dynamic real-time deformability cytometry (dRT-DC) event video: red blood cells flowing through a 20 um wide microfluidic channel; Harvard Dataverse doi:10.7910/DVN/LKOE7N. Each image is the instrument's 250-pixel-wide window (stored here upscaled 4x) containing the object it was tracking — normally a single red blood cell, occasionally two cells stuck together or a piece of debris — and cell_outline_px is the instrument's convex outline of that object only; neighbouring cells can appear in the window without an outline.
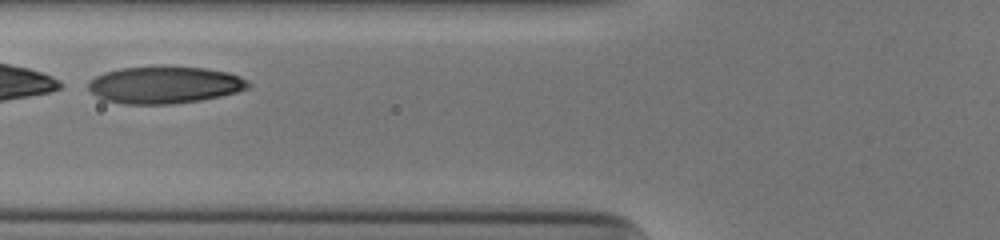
{"species": "human", "species_latin": "Homo sapiens", "temperature_condition": "cold", "stored_images_in_passage": 30, "camera_frame_rate_fps": 3000, "um_per_image_px": 0.085, "donor": {"sex": "male"}, "frame": {"image": 1, "passage_image": 9, "time_ms": 2.667, "image_size_px": [1000, 240], "cell_outline_px": [[252, 84], [248, 88], [236, 92], [220, 96], [200, 100], [172, 104], [124, 104], [104, 100], [96, 96], [88, 88], [88, 80], [104, 72], [120, 68], [204, 68], [228, 72], [240, 76], [248, 80]], "centroid_in_image_um": [13.98, 7.24], "position_along_channel_um": 111.8, "area_um2": 34.16}}
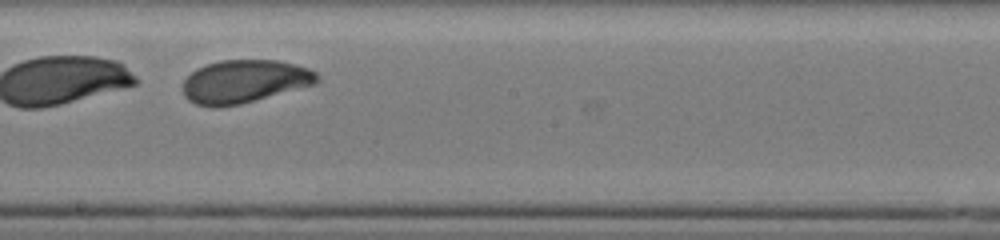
{"frame": {"image": 2, "passage_image": 18, "time_ms": 5.667, "image_size_px": [1000, 240], "cell_outline_px": [[320, 80], [316, 84], [240, 104], [216, 108], [212, 108], [196, 104], [188, 100], [184, 96], [184, 80], [196, 68], [220, 60], [276, 60], [296, 64], [308, 68], [316, 72], [320, 76]], "centroid_in_image_um": [20.79, 6.93], "position_along_channel_um": 227.4, "area_um2": 33.81}}
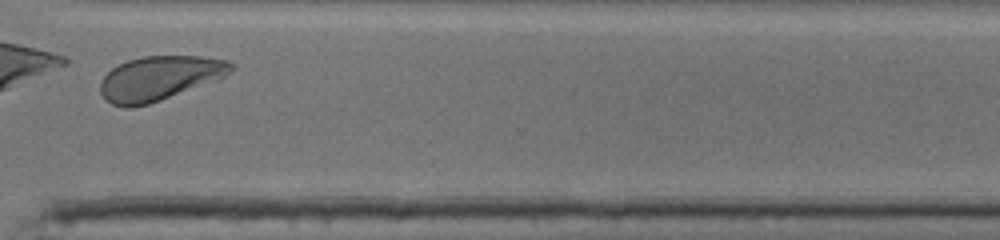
{"frame": {"image": 3, "passage_image": 28, "time_ms": 9.0, "image_size_px": [1000, 240], "cell_outline_px": [[236, 64], [224, 76], [216, 80], [160, 100], [148, 104], [132, 108], [124, 108], [112, 104], [100, 92], [100, 80], [112, 68], [128, 60], [144, 56], [200, 56], [228, 60]], "centroid_in_image_um": [13.53, 6.64], "position_along_channel_um": 357.1, "area_um2": 33.52}, "authors_computed_cell_mechanics": {"area_um2": 34.102, "velocity_mm_per_s": 3.8662, "shape_relaxation_time_tau1_ms": 0.8675, "shape_relaxation_time_tau2_ms": 0.9011, "deformation_change_tau1": 0.2905, "deformation_change_tau2": 0.0599}}